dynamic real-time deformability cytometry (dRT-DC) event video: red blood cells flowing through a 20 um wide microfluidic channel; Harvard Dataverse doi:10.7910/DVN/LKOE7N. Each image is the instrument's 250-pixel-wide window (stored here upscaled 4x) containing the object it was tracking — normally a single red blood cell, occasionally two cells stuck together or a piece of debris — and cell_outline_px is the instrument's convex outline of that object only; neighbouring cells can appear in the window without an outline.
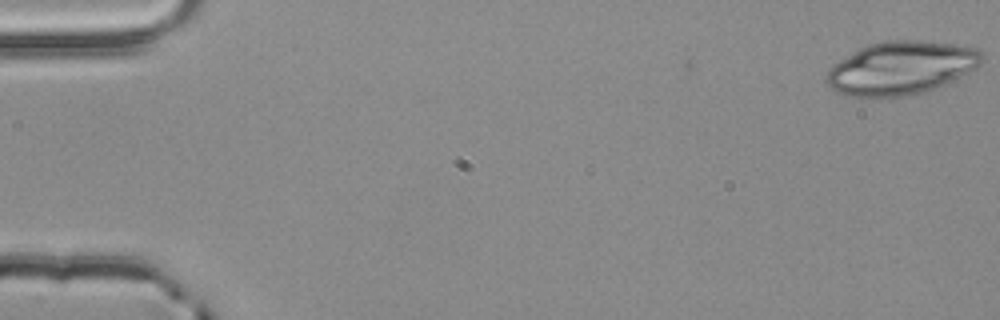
{"species": "common noctule bat (a hibernating species)", "species_latin": "Nyctalus noctula", "temperature_condition": "room temperature", "stored_images_in_passage": 54, "camera_frame_rate_fps": 3000, "um_per_image_px": 0.085, "animal": {"sex": "male", "body_mass_g": 20.4}, "frame": {"image": 1, "passage_image": 1, "time_ms": 0.0, "image_size_px": [1000, 320], "cell_outline_px": [[984, 60], [976, 68], [936, 88], [924, 92], [904, 96], [852, 96], [836, 92], [824, 80], [824, 76], [832, 64], [860, 48], [868, 44], [884, 40], [920, 40], [956, 44], [976, 48], [984, 52]], "centroid_in_image_um": [76.59, 5.76], "position_along_channel_um": 8.4, "area_um2": 48.26}}
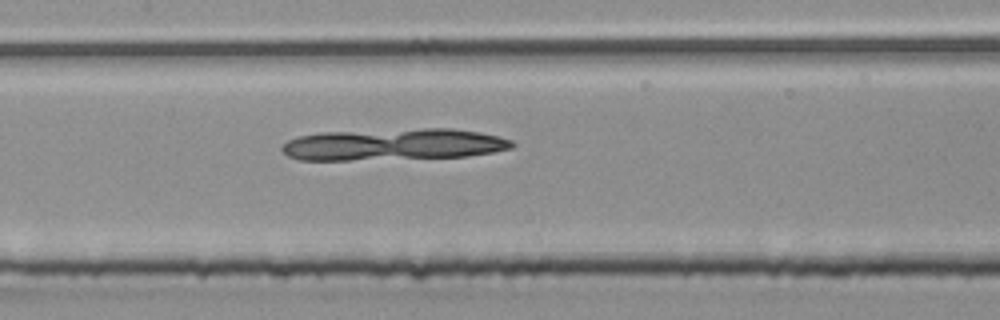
{"frame": {"image": 2, "passage_image": 26, "time_ms": 8.333, "image_size_px": [1000, 320], "cell_outline_px": [[516, 144], [512, 148], [492, 152], [468, 156], [348, 160], [300, 160], [288, 156], [280, 148], [288, 140], [296, 136], [320, 132], [420, 128], [452, 128], [480, 132], [500, 136], [512, 140]], "centroid_in_image_um": [33.45, 12.26], "position_along_channel_um": 173.9, "area_um2": 42.77}}
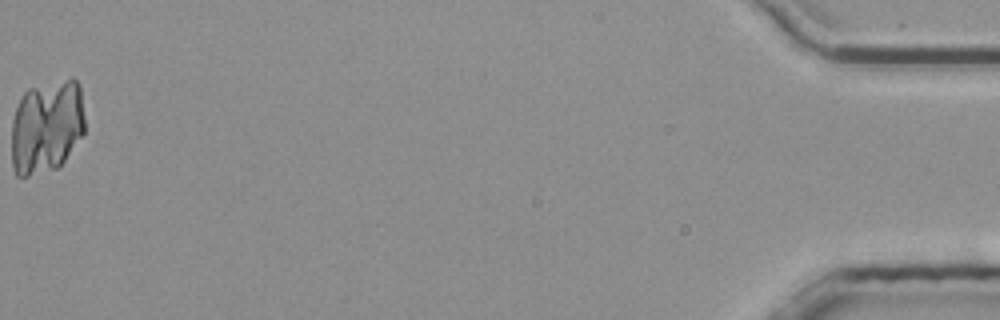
{"frame": {"image": 3, "passage_image": 54, "time_ms": 17.667, "image_size_px": [1000, 320], "cell_outline_px": [[84, 132], [64, 160], [56, 168], [28, 176], [16, 176], [12, 168], [12, 120], [20, 96], [28, 88], [72, 76], [80, 84], [84, 116]], "centroid_in_image_um": [3.95, 10.72], "position_along_channel_um": 431.2, "area_um2": 40.46}}